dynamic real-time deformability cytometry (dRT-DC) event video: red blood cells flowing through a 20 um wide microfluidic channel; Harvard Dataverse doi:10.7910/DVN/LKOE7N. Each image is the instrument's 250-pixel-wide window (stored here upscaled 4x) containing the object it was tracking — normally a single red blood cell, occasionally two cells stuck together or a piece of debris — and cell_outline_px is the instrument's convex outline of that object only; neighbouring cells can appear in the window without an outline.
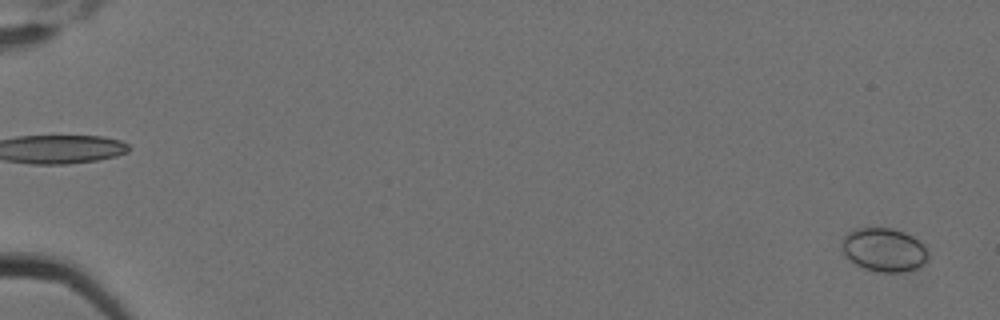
{"species": "Egyptian fruit bat (a non-hibernating species)", "species_latin": "Rousettus aegyptiacus", "temperature_condition": "cold", "stored_images_in_passage": 7, "camera_frame_rate_fps": 3000, "um_per_image_px": 0.085, "animal": {"sex": "female"}, "frame": {"image": 1, "passage_image": 1, "time_ms": 0.0, "image_size_px": [1000, 320], "cell_outline_px": [[928, 260], [924, 264], [916, 268], [904, 272], [880, 272], [864, 268], [856, 264], [844, 256], [840, 248], [844, 236], [848, 232], [856, 228], [892, 228], [904, 232], [912, 236], [924, 244], [928, 252]], "centroid_in_image_um": [75.13, 21.23], "position_along_channel_um": 9.9, "area_um2": 22.14}}
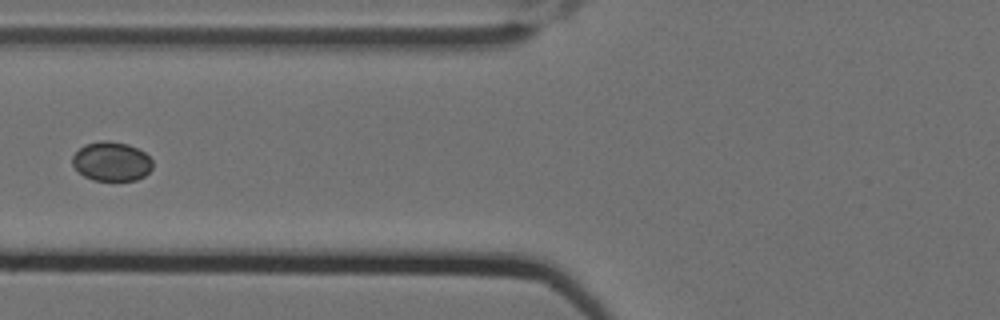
{"frame": {"image": 2, "passage_image": 7, "time_ms": 2.0, "image_size_px": [1000, 320], "cell_outline_px": [[152, 168], [144, 176], [136, 180], [92, 180], [84, 176], [72, 164], [72, 156], [84, 144], [100, 140], [108, 140], [128, 144], [144, 152], [152, 160]], "centroid_in_image_um": [9.47, 13.71], "position_along_channel_um": 116.3, "area_um2": 18.32}}